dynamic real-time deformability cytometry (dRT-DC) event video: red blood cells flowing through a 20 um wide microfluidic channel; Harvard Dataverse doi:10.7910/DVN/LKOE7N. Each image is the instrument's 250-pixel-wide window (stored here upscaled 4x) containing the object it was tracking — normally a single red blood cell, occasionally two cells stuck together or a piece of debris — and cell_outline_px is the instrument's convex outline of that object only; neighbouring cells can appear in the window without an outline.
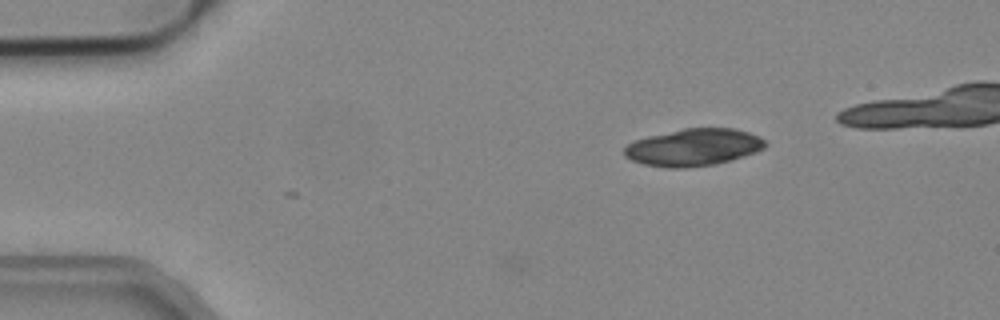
{"species": "common noctule bat (a hibernating species)", "species_latin": "Nyctalus noctula", "temperature_condition": "cold", "stored_images_in_passage": 2, "camera_frame_rate_fps": 3000, "um_per_image_px": 0.085, "animal": {"sex": "male", "body_mass_g": 19.2, "forearm_length_mm": 51.8}, "frame": {"image": 1, "passage_image": 2, "time_ms": 0.333, "image_size_px": [1000, 320], "cell_outline_px": [[768, 144], [764, 148], [756, 152], [732, 160], [716, 164], [684, 168], [664, 168], [644, 164], [632, 160], [624, 156], [624, 148], [628, 144], [636, 140], [648, 136], [684, 128], [732, 128], [748, 132], [764, 140]], "centroid_in_image_um": [58.94, 12.53], "position_along_channel_um": 26.1, "area_um2": 30.52}}